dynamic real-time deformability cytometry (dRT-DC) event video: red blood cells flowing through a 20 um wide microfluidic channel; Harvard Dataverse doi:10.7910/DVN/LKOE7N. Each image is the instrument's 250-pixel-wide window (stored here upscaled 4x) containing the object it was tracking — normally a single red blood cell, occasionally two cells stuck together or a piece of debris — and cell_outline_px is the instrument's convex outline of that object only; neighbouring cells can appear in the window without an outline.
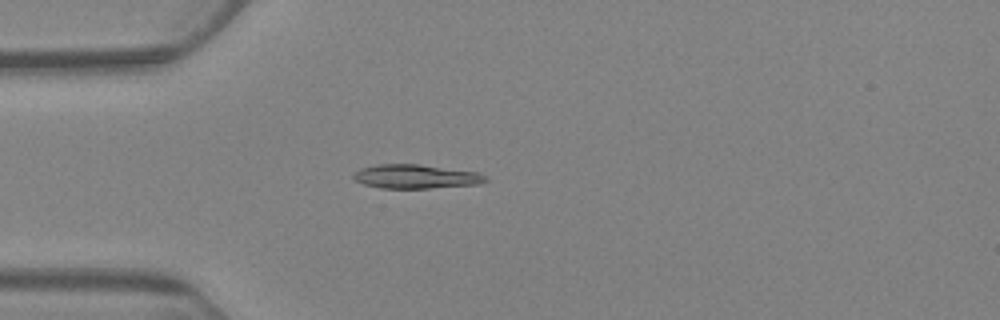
{"species": "Egyptian fruit bat (a non-hibernating species)", "species_latin": "Rousettus aegyptiacus", "temperature_condition": "warm", "stored_images_in_passage": 5, "camera_frame_rate_fps": 3000, "um_per_image_px": 0.085, "animal": {"sex": "female"}, "frame": {"image": 1, "passage_image": 5, "time_ms": 5.333, "image_size_px": [1000, 320], "cell_outline_px": [[488, 180], [480, 184], [428, 188], [380, 188], [364, 184], [356, 180], [352, 176], [352, 172], [360, 168], [376, 164], [420, 164], [476, 172], [484, 176]], "centroid_in_image_um": [35.29, 15.0], "position_along_channel_um": 49.7, "area_um2": 18.44}}